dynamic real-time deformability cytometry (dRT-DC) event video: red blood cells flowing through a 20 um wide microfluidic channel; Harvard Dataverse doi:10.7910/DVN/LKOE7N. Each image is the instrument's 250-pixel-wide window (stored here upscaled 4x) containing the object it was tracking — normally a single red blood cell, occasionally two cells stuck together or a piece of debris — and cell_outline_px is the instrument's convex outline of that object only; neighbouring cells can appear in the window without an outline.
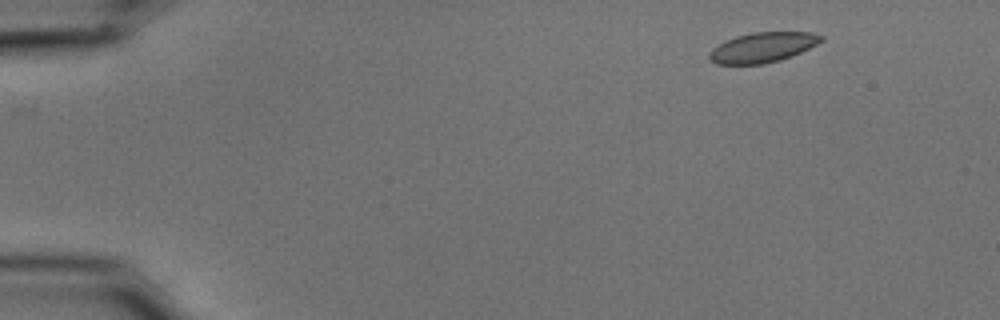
{"species": "common noctule bat (a hibernating species)", "species_latin": "Nyctalus noctula", "temperature_condition": "cold", "stored_images_in_passage": 49, "camera_frame_rate_fps": 3000, "um_per_image_px": 0.085, "animal": {"sex": "male", "body_mass_g": 15.6}, "frame": {"image": 1, "passage_image": 1, "time_ms": 0.0, "image_size_px": [1000, 320], "cell_outline_px": [[824, 40], [792, 56], [780, 60], [764, 64], [716, 64], [708, 60], [708, 52], [712, 48], [724, 40], [736, 36], [752, 32], [812, 32], [824, 36]], "centroid_in_image_um": [64.78, 4.03], "position_along_channel_um": 20.2, "area_um2": 19.77}}
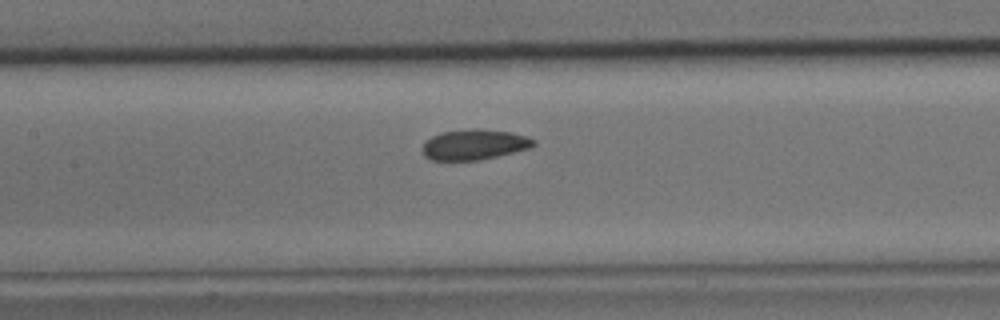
{"frame": {"image": 2, "passage_image": 21, "time_ms": 6.667, "image_size_px": [1000, 320], "cell_outline_px": [[536, 144], [532, 148], [480, 160], [432, 160], [424, 156], [424, 140], [440, 132], [472, 128], [480, 128], [508, 132], [528, 136], [536, 140]], "centroid_in_image_um": [40.35, 12.28], "position_along_channel_um": 167.1, "area_um2": 19.88}}
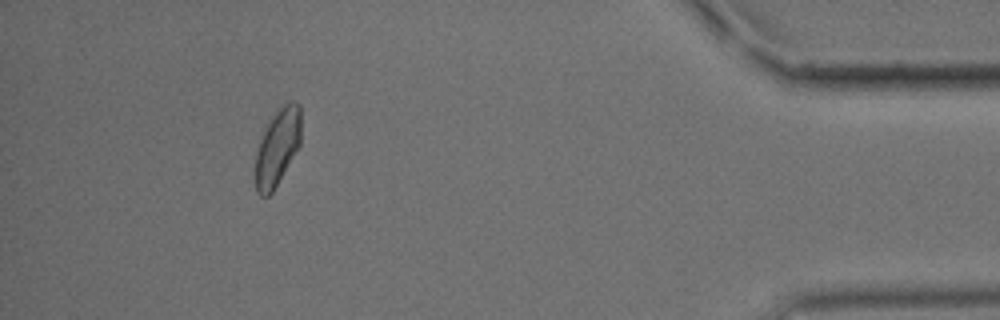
{"frame": {"image": 3, "passage_image": 45, "time_ms": 14.667, "image_size_px": [1000, 320], "cell_outline_px": [[300, 144], [272, 192], [268, 196], [260, 196], [256, 192], [252, 176], [256, 152], [260, 140], [276, 108], [288, 100], [296, 100], [300, 104]], "centroid_in_image_um": [23.54, 12.51], "position_along_channel_um": 411.7, "area_um2": 20.81}, "authors_computed_cell_mechanics": {"area_um2": 20.1144, "velocity_mm_per_s": 3.6961, "shape_relaxation_time_tau1_ms": 4.7096, "shape_relaxation_time_tau2_ms": 2.5196, "deformation_change_tau1": 0.0886, "deformation_change_tau2": 0.0552}}